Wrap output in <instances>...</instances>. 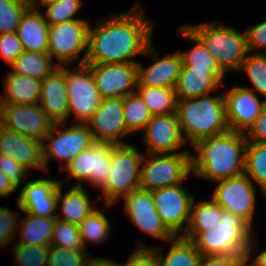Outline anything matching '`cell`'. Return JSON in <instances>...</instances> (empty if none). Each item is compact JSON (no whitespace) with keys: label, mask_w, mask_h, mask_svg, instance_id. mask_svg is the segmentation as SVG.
Returning a JSON list of instances; mask_svg holds the SVG:
<instances>
[{"label":"cell","mask_w":266,"mask_h":266,"mask_svg":"<svg viewBox=\"0 0 266 266\" xmlns=\"http://www.w3.org/2000/svg\"><path fill=\"white\" fill-rule=\"evenodd\" d=\"M139 2L119 14L89 26L85 64L138 63L136 56L157 55L153 45L154 24ZM133 59V60H132Z\"/></svg>","instance_id":"6da1fadb"},{"label":"cell","mask_w":266,"mask_h":266,"mask_svg":"<svg viewBox=\"0 0 266 266\" xmlns=\"http://www.w3.org/2000/svg\"><path fill=\"white\" fill-rule=\"evenodd\" d=\"M246 146L245 134L232 130L198 141L192 146V174L210 182L243 174Z\"/></svg>","instance_id":"7a4b0ae2"},{"label":"cell","mask_w":266,"mask_h":266,"mask_svg":"<svg viewBox=\"0 0 266 266\" xmlns=\"http://www.w3.org/2000/svg\"><path fill=\"white\" fill-rule=\"evenodd\" d=\"M177 100L176 115L185 141H198L227 132L226 104L223 93Z\"/></svg>","instance_id":"3957f363"},{"label":"cell","mask_w":266,"mask_h":266,"mask_svg":"<svg viewBox=\"0 0 266 266\" xmlns=\"http://www.w3.org/2000/svg\"><path fill=\"white\" fill-rule=\"evenodd\" d=\"M216 21L186 26L202 41L226 75L238 72L249 53L246 32Z\"/></svg>","instance_id":"277c9868"},{"label":"cell","mask_w":266,"mask_h":266,"mask_svg":"<svg viewBox=\"0 0 266 266\" xmlns=\"http://www.w3.org/2000/svg\"><path fill=\"white\" fill-rule=\"evenodd\" d=\"M253 231L243 218L221 208L220 222L193 242L201 255H247Z\"/></svg>","instance_id":"5b68a950"},{"label":"cell","mask_w":266,"mask_h":266,"mask_svg":"<svg viewBox=\"0 0 266 266\" xmlns=\"http://www.w3.org/2000/svg\"><path fill=\"white\" fill-rule=\"evenodd\" d=\"M144 154L131 143L112 144L111 162L106 184L98 191L106 204L128 196L140 188L141 162Z\"/></svg>","instance_id":"8992f818"},{"label":"cell","mask_w":266,"mask_h":266,"mask_svg":"<svg viewBox=\"0 0 266 266\" xmlns=\"http://www.w3.org/2000/svg\"><path fill=\"white\" fill-rule=\"evenodd\" d=\"M190 152L173 154L144 153L141 162L140 189H156L182 184L192 173Z\"/></svg>","instance_id":"52a82bcc"},{"label":"cell","mask_w":266,"mask_h":266,"mask_svg":"<svg viewBox=\"0 0 266 266\" xmlns=\"http://www.w3.org/2000/svg\"><path fill=\"white\" fill-rule=\"evenodd\" d=\"M90 25L85 18L49 25L48 54L58 66L73 64L83 51L86 52L78 65L85 64Z\"/></svg>","instance_id":"ba28073f"},{"label":"cell","mask_w":266,"mask_h":266,"mask_svg":"<svg viewBox=\"0 0 266 266\" xmlns=\"http://www.w3.org/2000/svg\"><path fill=\"white\" fill-rule=\"evenodd\" d=\"M94 142L92 132L87 124L74 123V125L66 127V123H55L43 140L45 172L49 171L48 164L52 157L62 162L61 171Z\"/></svg>","instance_id":"9c48e42d"},{"label":"cell","mask_w":266,"mask_h":266,"mask_svg":"<svg viewBox=\"0 0 266 266\" xmlns=\"http://www.w3.org/2000/svg\"><path fill=\"white\" fill-rule=\"evenodd\" d=\"M65 65V80L69 104V117L76 123L87 124L102 102L94 77L86 64L71 69Z\"/></svg>","instance_id":"30bf717a"},{"label":"cell","mask_w":266,"mask_h":266,"mask_svg":"<svg viewBox=\"0 0 266 266\" xmlns=\"http://www.w3.org/2000/svg\"><path fill=\"white\" fill-rule=\"evenodd\" d=\"M111 152V143L94 142L60 171L68 174L60 183L66 184L65 181L74 179L78 181L74 183L75 186H83L84 182H88L87 184L100 190L108 179Z\"/></svg>","instance_id":"8fae6325"},{"label":"cell","mask_w":266,"mask_h":266,"mask_svg":"<svg viewBox=\"0 0 266 266\" xmlns=\"http://www.w3.org/2000/svg\"><path fill=\"white\" fill-rule=\"evenodd\" d=\"M212 199L223 209L243 218L254 229L257 193L261 191L244 173L216 182Z\"/></svg>","instance_id":"7c38bea8"},{"label":"cell","mask_w":266,"mask_h":266,"mask_svg":"<svg viewBox=\"0 0 266 266\" xmlns=\"http://www.w3.org/2000/svg\"><path fill=\"white\" fill-rule=\"evenodd\" d=\"M187 190L182 183L152 191L155 208L165 227L174 236H182L189 224L195 195Z\"/></svg>","instance_id":"4fadbf2b"},{"label":"cell","mask_w":266,"mask_h":266,"mask_svg":"<svg viewBox=\"0 0 266 266\" xmlns=\"http://www.w3.org/2000/svg\"><path fill=\"white\" fill-rule=\"evenodd\" d=\"M55 123L34 104H0V125L22 136L43 141Z\"/></svg>","instance_id":"5bb4252c"},{"label":"cell","mask_w":266,"mask_h":266,"mask_svg":"<svg viewBox=\"0 0 266 266\" xmlns=\"http://www.w3.org/2000/svg\"><path fill=\"white\" fill-rule=\"evenodd\" d=\"M143 144L148 154H173L183 150L186 141L181 132L176 113L152 115L143 130Z\"/></svg>","instance_id":"9a60e30c"},{"label":"cell","mask_w":266,"mask_h":266,"mask_svg":"<svg viewBox=\"0 0 266 266\" xmlns=\"http://www.w3.org/2000/svg\"><path fill=\"white\" fill-rule=\"evenodd\" d=\"M124 97H106L92 118L87 122L95 142L115 145L128 144L122 137L130 134L127 131L124 117Z\"/></svg>","instance_id":"2e32d148"},{"label":"cell","mask_w":266,"mask_h":266,"mask_svg":"<svg viewBox=\"0 0 266 266\" xmlns=\"http://www.w3.org/2000/svg\"><path fill=\"white\" fill-rule=\"evenodd\" d=\"M102 98L125 97L138 86L136 63L86 64Z\"/></svg>","instance_id":"e0dca14e"},{"label":"cell","mask_w":266,"mask_h":266,"mask_svg":"<svg viewBox=\"0 0 266 266\" xmlns=\"http://www.w3.org/2000/svg\"><path fill=\"white\" fill-rule=\"evenodd\" d=\"M129 219L145 234L169 241L174 235L165 227L156 208L152 191L137 189L123 198Z\"/></svg>","instance_id":"ac0fdd59"},{"label":"cell","mask_w":266,"mask_h":266,"mask_svg":"<svg viewBox=\"0 0 266 266\" xmlns=\"http://www.w3.org/2000/svg\"><path fill=\"white\" fill-rule=\"evenodd\" d=\"M223 95L229 129L245 134L266 106V100L243 85L224 89Z\"/></svg>","instance_id":"d6986e66"},{"label":"cell","mask_w":266,"mask_h":266,"mask_svg":"<svg viewBox=\"0 0 266 266\" xmlns=\"http://www.w3.org/2000/svg\"><path fill=\"white\" fill-rule=\"evenodd\" d=\"M0 154L31 171H45L43 159V141L22 136L0 125Z\"/></svg>","instance_id":"ffe728a7"},{"label":"cell","mask_w":266,"mask_h":266,"mask_svg":"<svg viewBox=\"0 0 266 266\" xmlns=\"http://www.w3.org/2000/svg\"><path fill=\"white\" fill-rule=\"evenodd\" d=\"M39 105L54 123H67L69 104L65 65L58 66L42 80Z\"/></svg>","instance_id":"44dd1931"},{"label":"cell","mask_w":266,"mask_h":266,"mask_svg":"<svg viewBox=\"0 0 266 266\" xmlns=\"http://www.w3.org/2000/svg\"><path fill=\"white\" fill-rule=\"evenodd\" d=\"M182 65V56L179 51L162 56L146 67L138 62V86L174 89Z\"/></svg>","instance_id":"7402d4cb"},{"label":"cell","mask_w":266,"mask_h":266,"mask_svg":"<svg viewBox=\"0 0 266 266\" xmlns=\"http://www.w3.org/2000/svg\"><path fill=\"white\" fill-rule=\"evenodd\" d=\"M62 185L60 183L58 187L56 218L79 225L97 207L91 203L89 191L84 186L74 185L63 193Z\"/></svg>","instance_id":"603a6c76"},{"label":"cell","mask_w":266,"mask_h":266,"mask_svg":"<svg viewBox=\"0 0 266 266\" xmlns=\"http://www.w3.org/2000/svg\"><path fill=\"white\" fill-rule=\"evenodd\" d=\"M16 33L24 50L48 53L49 25L42 10L28 8L21 17Z\"/></svg>","instance_id":"cb8c5ba5"},{"label":"cell","mask_w":266,"mask_h":266,"mask_svg":"<svg viewBox=\"0 0 266 266\" xmlns=\"http://www.w3.org/2000/svg\"><path fill=\"white\" fill-rule=\"evenodd\" d=\"M3 80L4 92L0 96V104L39 103L42 80L10 71Z\"/></svg>","instance_id":"d4e9b609"},{"label":"cell","mask_w":266,"mask_h":266,"mask_svg":"<svg viewBox=\"0 0 266 266\" xmlns=\"http://www.w3.org/2000/svg\"><path fill=\"white\" fill-rule=\"evenodd\" d=\"M222 85L208 72L194 70L182 65L178 77L175 94L177 100H185L205 96L218 91Z\"/></svg>","instance_id":"484cf974"},{"label":"cell","mask_w":266,"mask_h":266,"mask_svg":"<svg viewBox=\"0 0 266 266\" xmlns=\"http://www.w3.org/2000/svg\"><path fill=\"white\" fill-rule=\"evenodd\" d=\"M178 32L182 37L189 39L190 42L192 41L195 44V46L188 51L179 50L183 65L194 68V70L208 71L222 86H224L226 74L216 63L202 41L186 26V24L182 25Z\"/></svg>","instance_id":"4316f807"},{"label":"cell","mask_w":266,"mask_h":266,"mask_svg":"<svg viewBox=\"0 0 266 266\" xmlns=\"http://www.w3.org/2000/svg\"><path fill=\"white\" fill-rule=\"evenodd\" d=\"M136 248H152L159 257L161 266H198L202 257L201 253L196 249L192 240H188L183 236H174L167 243L170 248L167 253H163L164 245L148 246L141 240Z\"/></svg>","instance_id":"83f0119b"},{"label":"cell","mask_w":266,"mask_h":266,"mask_svg":"<svg viewBox=\"0 0 266 266\" xmlns=\"http://www.w3.org/2000/svg\"><path fill=\"white\" fill-rule=\"evenodd\" d=\"M221 207L211 198V200H192L190 220L184 234V238L194 240L200 233L209 230L220 222Z\"/></svg>","instance_id":"f1b7e54d"},{"label":"cell","mask_w":266,"mask_h":266,"mask_svg":"<svg viewBox=\"0 0 266 266\" xmlns=\"http://www.w3.org/2000/svg\"><path fill=\"white\" fill-rule=\"evenodd\" d=\"M26 214L18 220L20 238L16 244L25 245H50L53 237L54 224L57 218L40 217L22 211Z\"/></svg>","instance_id":"f546056e"},{"label":"cell","mask_w":266,"mask_h":266,"mask_svg":"<svg viewBox=\"0 0 266 266\" xmlns=\"http://www.w3.org/2000/svg\"><path fill=\"white\" fill-rule=\"evenodd\" d=\"M11 73L43 80L58 67L48 53L24 50L11 65Z\"/></svg>","instance_id":"4dcf8cb0"},{"label":"cell","mask_w":266,"mask_h":266,"mask_svg":"<svg viewBox=\"0 0 266 266\" xmlns=\"http://www.w3.org/2000/svg\"><path fill=\"white\" fill-rule=\"evenodd\" d=\"M112 207V204H106V208H95L78 226L80 236L87 250V245L90 243L102 244L107 242L112 233L109 217H106L105 210ZM100 208V209H99ZM89 241V242H88Z\"/></svg>","instance_id":"1f68e13d"},{"label":"cell","mask_w":266,"mask_h":266,"mask_svg":"<svg viewBox=\"0 0 266 266\" xmlns=\"http://www.w3.org/2000/svg\"><path fill=\"white\" fill-rule=\"evenodd\" d=\"M136 92L140 95L152 115L176 113L177 99L175 89L137 86Z\"/></svg>","instance_id":"d6a6232c"},{"label":"cell","mask_w":266,"mask_h":266,"mask_svg":"<svg viewBox=\"0 0 266 266\" xmlns=\"http://www.w3.org/2000/svg\"><path fill=\"white\" fill-rule=\"evenodd\" d=\"M244 174L263 192L266 191V143L247 142Z\"/></svg>","instance_id":"836d02e7"},{"label":"cell","mask_w":266,"mask_h":266,"mask_svg":"<svg viewBox=\"0 0 266 266\" xmlns=\"http://www.w3.org/2000/svg\"><path fill=\"white\" fill-rule=\"evenodd\" d=\"M248 76L252 87H246L266 100V52L248 53L239 71Z\"/></svg>","instance_id":"e575fe53"},{"label":"cell","mask_w":266,"mask_h":266,"mask_svg":"<svg viewBox=\"0 0 266 266\" xmlns=\"http://www.w3.org/2000/svg\"><path fill=\"white\" fill-rule=\"evenodd\" d=\"M123 117L127 131L131 134L143 131L152 114L140 95L135 92L124 97Z\"/></svg>","instance_id":"d590c367"},{"label":"cell","mask_w":266,"mask_h":266,"mask_svg":"<svg viewBox=\"0 0 266 266\" xmlns=\"http://www.w3.org/2000/svg\"><path fill=\"white\" fill-rule=\"evenodd\" d=\"M60 179L35 178L26 181L18 192L17 201H40L45 199H57Z\"/></svg>","instance_id":"8d00e7d4"},{"label":"cell","mask_w":266,"mask_h":266,"mask_svg":"<svg viewBox=\"0 0 266 266\" xmlns=\"http://www.w3.org/2000/svg\"><path fill=\"white\" fill-rule=\"evenodd\" d=\"M50 245L72 251H86L80 236L79 226L56 219Z\"/></svg>","instance_id":"74e56055"},{"label":"cell","mask_w":266,"mask_h":266,"mask_svg":"<svg viewBox=\"0 0 266 266\" xmlns=\"http://www.w3.org/2000/svg\"><path fill=\"white\" fill-rule=\"evenodd\" d=\"M13 264L15 266H47L50 245L13 244Z\"/></svg>","instance_id":"f35d334b"},{"label":"cell","mask_w":266,"mask_h":266,"mask_svg":"<svg viewBox=\"0 0 266 266\" xmlns=\"http://www.w3.org/2000/svg\"><path fill=\"white\" fill-rule=\"evenodd\" d=\"M83 4V0H57L46 5V9L42 13L48 25L82 19L75 15L81 10Z\"/></svg>","instance_id":"ab89813d"},{"label":"cell","mask_w":266,"mask_h":266,"mask_svg":"<svg viewBox=\"0 0 266 266\" xmlns=\"http://www.w3.org/2000/svg\"><path fill=\"white\" fill-rule=\"evenodd\" d=\"M28 8L27 0H0V34L16 32Z\"/></svg>","instance_id":"60d3db41"},{"label":"cell","mask_w":266,"mask_h":266,"mask_svg":"<svg viewBox=\"0 0 266 266\" xmlns=\"http://www.w3.org/2000/svg\"><path fill=\"white\" fill-rule=\"evenodd\" d=\"M90 253L72 251L50 245V256L47 266H85Z\"/></svg>","instance_id":"b9f144b4"},{"label":"cell","mask_w":266,"mask_h":266,"mask_svg":"<svg viewBox=\"0 0 266 266\" xmlns=\"http://www.w3.org/2000/svg\"><path fill=\"white\" fill-rule=\"evenodd\" d=\"M17 213L9 208L0 207V247L8 246L15 240L18 221Z\"/></svg>","instance_id":"7bdbcfd3"},{"label":"cell","mask_w":266,"mask_h":266,"mask_svg":"<svg viewBox=\"0 0 266 266\" xmlns=\"http://www.w3.org/2000/svg\"><path fill=\"white\" fill-rule=\"evenodd\" d=\"M0 171L10 179L17 189L28 180V174H30L29 170L3 154H0Z\"/></svg>","instance_id":"ee69618b"},{"label":"cell","mask_w":266,"mask_h":266,"mask_svg":"<svg viewBox=\"0 0 266 266\" xmlns=\"http://www.w3.org/2000/svg\"><path fill=\"white\" fill-rule=\"evenodd\" d=\"M16 206L21 211L40 217L56 218L57 199H45L40 201H17Z\"/></svg>","instance_id":"f6af8a7d"},{"label":"cell","mask_w":266,"mask_h":266,"mask_svg":"<svg viewBox=\"0 0 266 266\" xmlns=\"http://www.w3.org/2000/svg\"><path fill=\"white\" fill-rule=\"evenodd\" d=\"M23 51L22 43L16 32L0 34V54L9 66Z\"/></svg>","instance_id":"bcb514c9"},{"label":"cell","mask_w":266,"mask_h":266,"mask_svg":"<svg viewBox=\"0 0 266 266\" xmlns=\"http://www.w3.org/2000/svg\"><path fill=\"white\" fill-rule=\"evenodd\" d=\"M245 32L250 53H262L266 50V20L246 28Z\"/></svg>","instance_id":"7dc6e473"},{"label":"cell","mask_w":266,"mask_h":266,"mask_svg":"<svg viewBox=\"0 0 266 266\" xmlns=\"http://www.w3.org/2000/svg\"><path fill=\"white\" fill-rule=\"evenodd\" d=\"M119 266H161L159 257L152 248H136L125 263Z\"/></svg>","instance_id":"c3c4849f"},{"label":"cell","mask_w":266,"mask_h":266,"mask_svg":"<svg viewBox=\"0 0 266 266\" xmlns=\"http://www.w3.org/2000/svg\"><path fill=\"white\" fill-rule=\"evenodd\" d=\"M247 255H202L198 266H245Z\"/></svg>","instance_id":"681fc988"},{"label":"cell","mask_w":266,"mask_h":266,"mask_svg":"<svg viewBox=\"0 0 266 266\" xmlns=\"http://www.w3.org/2000/svg\"><path fill=\"white\" fill-rule=\"evenodd\" d=\"M247 142L266 143V106L245 133Z\"/></svg>","instance_id":"f907efd6"},{"label":"cell","mask_w":266,"mask_h":266,"mask_svg":"<svg viewBox=\"0 0 266 266\" xmlns=\"http://www.w3.org/2000/svg\"><path fill=\"white\" fill-rule=\"evenodd\" d=\"M256 246L258 245L256 244V236L254 235L249 243L245 266H266V249L254 256L255 248L257 249Z\"/></svg>","instance_id":"816d5d0a"},{"label":"cell","mask_w":266,"mask_h":266,"mask_svg":"<svg viewBox=\"0 0 266 266\" xmlns=\"http://www.w3.org/2000/svg\"><path fill=\"white\" fill-rule=\"evenodd\" d=\"M18 190L1 171H0V199L8 198L9 196L14 195Z\"/></svg>","instance_id":"f5cc1de1"},{"label":"cell","mask_w":266,"mask_h":266,"mask_svg":"<svg viewBox=\"0 0 266 266\" xmlns=\"http://www.w3.org/2000/svg\"><path fill=\"white\" fill-rule=\"evenodd\" d=\"M85 266H119V262L111 258L89 257Z\"/></svg>","instance_id":"db71d44e"},{"label":"cell","mask_w":266,"mask_h":266,"mask_svg":"<svg viewBox=\"0 0 266 266\" xmlns=\"http://www.w3.org/2000/svg\"><path fill=\"white\" fill-rule=\"evenodd\" d=\"M57 0H27L29 8L35 10H41L39 7H45L48 4L54 3Z\"/></svg>","instance_id":"11a10c76"}]
</instances>
